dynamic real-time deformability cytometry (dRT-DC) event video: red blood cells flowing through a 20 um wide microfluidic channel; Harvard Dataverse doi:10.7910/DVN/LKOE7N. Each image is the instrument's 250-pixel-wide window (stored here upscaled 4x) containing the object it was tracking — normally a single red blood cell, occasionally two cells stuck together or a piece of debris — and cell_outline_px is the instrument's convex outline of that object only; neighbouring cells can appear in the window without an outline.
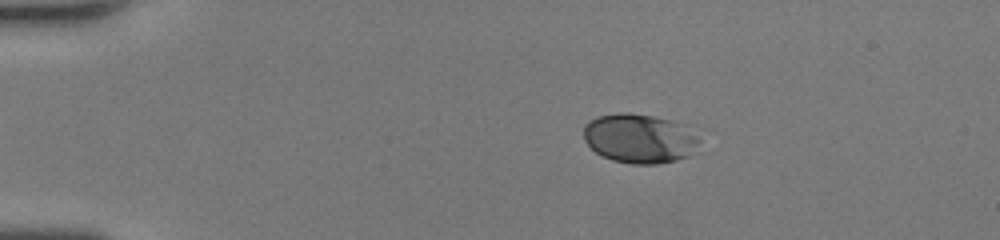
{"species": "human", "species_latin": "Homo sapiens", "temperature_condition": "room temperature", "stored_images_in_passage": 50, "camera_frame_rate_fps": 3000, "um_per_image_px": 0.085, "donor": {"sex": "female"}, "frame": {"image": 1, "passage_image": 10, "time_ms": 3.0, "image_size_px": [1000, 240], "cell_outline_px": [[700, 140], [688, 156], [676, 160], [656, 164], [632, 164], [612, 160], [600, 156], [584, 140], [584, 124], [596, 116], [620, 112], [628, 112], [652, 116], [684, 124]], "centroid_in_image_um": [54.3, 11.77], "position_along_channel_um": 30.7, "area_um2": 33.18}}
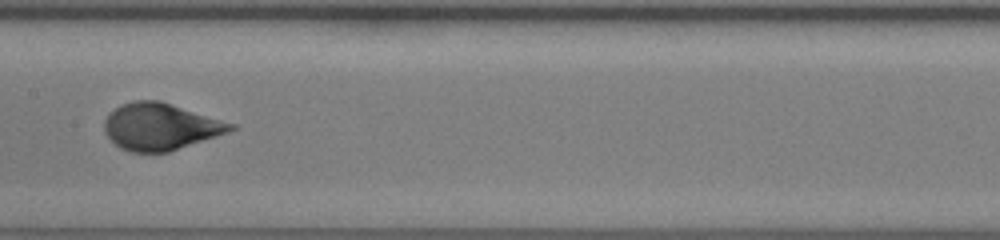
{"frame": {"image": 2, "passage_image": 27, "time_ms": 8.667, "image_size_px": [1000, 240], "cell_outline_px": [[240, 128], [168, 152], [132, 152], [120, 148], [104, 132], [104, 120], [108, 112], [120, 104], [132, 100], [160, 100], [236, 124]], "centroid_in_image_um": [13.63, 10.74], "position_along_channel_um": 193.8, "area_um2": 34.62}}
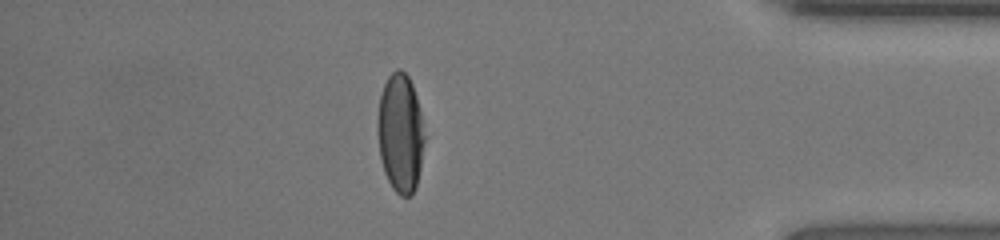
{"frame": {"image": 3, "passage_image": 44, "time_ms": 14.333, "image_size_px": [1000, 240], "cell_outline_px": [[424, 140], [420, 168], [416, 188], [408, 196], [400, 196], [392, 188], [384, 172], [380, 156], [376, 132], [376, 120], [380, 96], [384, 84], [388, 76], [396, 68], [400, 68], [408, 76], [412, 84], [420, 108], [424, 136]], "centroid_in_image_um": [34.0, 11.3], "position_along_channel_um": 401.2, "area_um2": 32.71}, "authors_computed_cell_mechanics": {"area_um2": 34.2176, "velocity_mm_per_s": 4.2148, "shape_relaxation_time_tau1_ms": 3.9397, "shape_relaxation_time_tau2_ms": null, "deformation_change_tau1": 0.2078, "deformation_change_tau2": null}}